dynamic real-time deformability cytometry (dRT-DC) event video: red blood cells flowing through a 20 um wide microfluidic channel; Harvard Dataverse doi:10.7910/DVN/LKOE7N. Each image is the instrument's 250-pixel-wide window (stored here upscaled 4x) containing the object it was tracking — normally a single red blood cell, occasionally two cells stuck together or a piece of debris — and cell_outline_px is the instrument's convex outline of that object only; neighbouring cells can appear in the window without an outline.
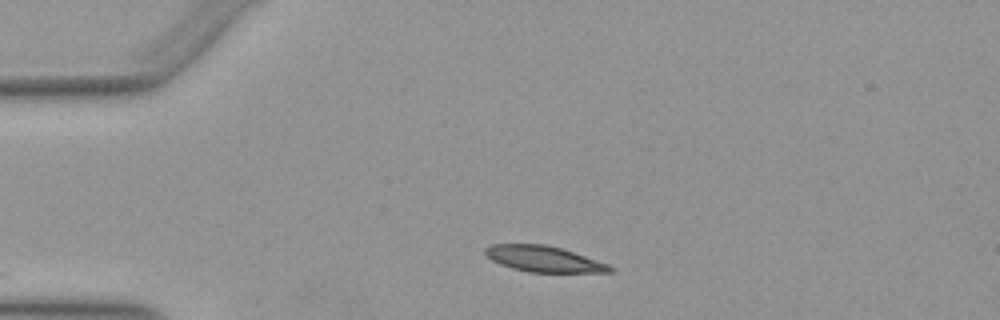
{"species": "Egyptian fruit bat (a non-hibernating species)", "species_latin": "Rousettus aegyptiacus", "temperature_condition": "warm", "stored_images_in_passage": 10, "camera_frame_rate_fps": 3000, "um_per_image_px": 0.085, "animal": {"sex": "female"}, "frame": {"image": 1, "passage_image": 1, "time_ms": 0.0, "image_size_px": [1000, 320], "cell_outline_px": [[616, 272], [528, 272], [512, 268], [500, 264], [484, 256], [484, 248], [492, 244], [544, 244], [560, 248], [608, 264], [616, 268]], "centroid_in_image_um": [46.19, 22.01], "position_along_channel_um": 38.8, "area_um2": 18.79}}
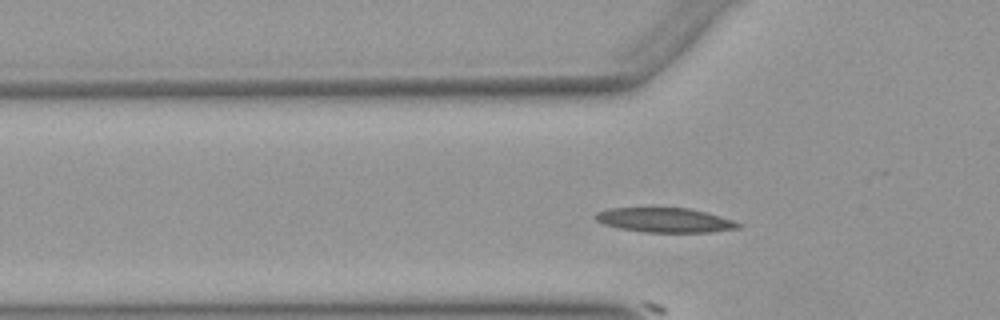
{"frame": {"image": 2, "passage_image": 6, "time_ms": 1.667, "image_size_px": [1000, 320], "cell_outline_px": [[744, 224], [740, 228], [708, 232], [644, 232], [620, 228], [604, 224], [596, 220], [592, 216], [596, 212], [608, 208], [688, 208], [708, 212]], "centroid_in_image_um": [56.52, 18.7], "position_along_channel_um": 69.3, "area_um2": 20.46}}